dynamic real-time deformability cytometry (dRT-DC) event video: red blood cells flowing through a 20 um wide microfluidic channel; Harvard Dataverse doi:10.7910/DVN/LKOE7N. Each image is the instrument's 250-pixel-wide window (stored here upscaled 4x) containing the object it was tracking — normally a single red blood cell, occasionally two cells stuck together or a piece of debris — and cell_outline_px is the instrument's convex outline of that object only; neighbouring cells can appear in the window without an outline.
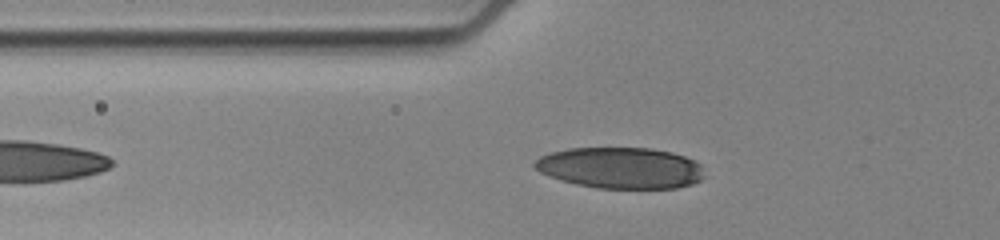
{"species": "human", "species_latin": "Homo sapiens", "temperature_condition": "cold", "stored_images_in_passage": 37, "camera_frame_rate_fps": 3000, "um_per_image_px": 0.085, "donor": {"sex": "female"}, "frame": {"image": 1, "passage_image": 8, "time_ms": 2.333, "image_size_px": [1000, 240], "cell_outline_px": [[704, 176], [700, 180], [692, 184], [676, 188], [596, 188], [576, 184], [560, 180], [548, 176], [540, 172], [532, 164], [540, 156], [552, 152], [568, 148], [652, 148], [672, 152], [684, 156], [700, 164]], "centroid_in_image_um": [52.73, 14.27], "position_along_channel_um": 73.1, "area_um2": 40.75}}
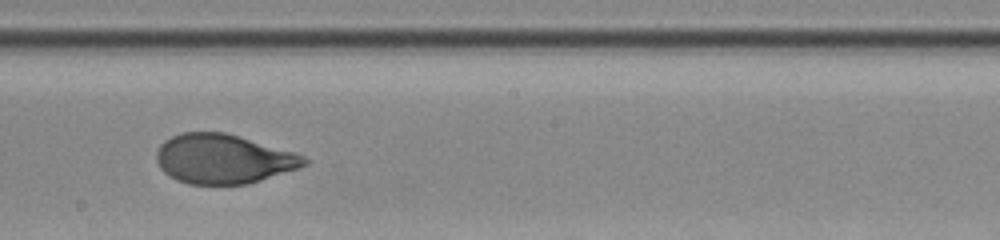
{"frame": {"image": 2, "passage_image": 22, "time_ms": 7.0, "image_size_px": [1000, 240], "cell_outline_px": [[312, 160], [308, 164], [300, 168], [248, 184], [188, 184], [176, 180], [168, 176], [160, 168], [156, 160], [156, 152], [160, 144], [164, 140], [172, 136], [184, 132], [224, 132], [296, 152]], "centroid_in_image_um": [19.0, 13.51], "position_along_channel_um": 229.2, "area_um2": 42.89}}
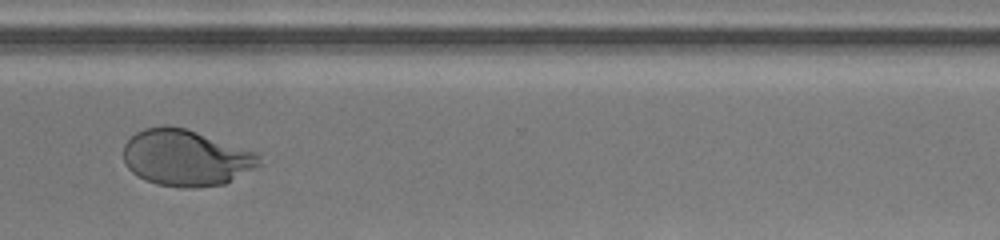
{"frame": {"image": 3, "passage_image": 33, "time_ms": 10.667, "image_size_px": [1000, 240], "cell_outline_px": [[264, 164], [224, 184], [200, 188], [184, 188], [156, 184], [144, 180], [132, 172], [128, 168], [124, 160], [124, 144], [136, 132], [144, 128], [164, 124], [168, 124], [184, 128], [264, 152]], "centroid_in_image_um": [15.91, 13.4], "position_along_channel_um": 354.7, "area_um2": 45.84}, "authors_computed_cell_mechanics": {"area_um2": 43.4656, "velocity_mm_per_s": 3.4386, "shape_relaxation_time_tau1_ms": 4.6567, "shape_relaxation_time_tau2_ms": null, "deformation_change_tau1": 0.1859, "deformation_change_tau2": null}}